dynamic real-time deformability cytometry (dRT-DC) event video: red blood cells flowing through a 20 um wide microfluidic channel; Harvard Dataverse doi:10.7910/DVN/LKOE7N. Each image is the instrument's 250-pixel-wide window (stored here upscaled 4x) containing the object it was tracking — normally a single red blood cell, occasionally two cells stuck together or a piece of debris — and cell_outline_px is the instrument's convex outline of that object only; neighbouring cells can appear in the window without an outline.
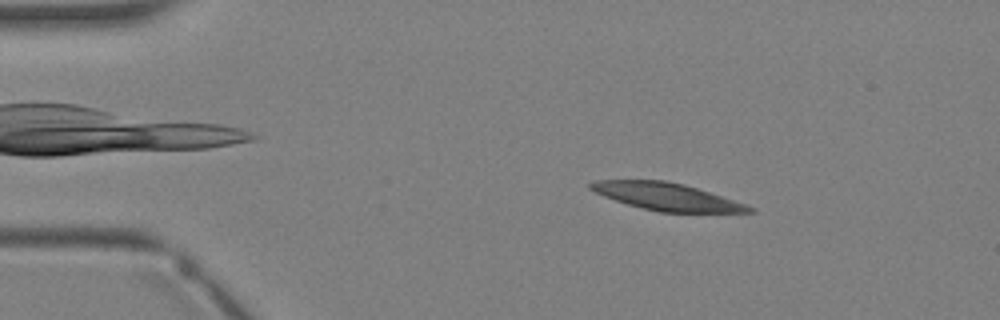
{"species": "Egyptian fruit bat (a non-hibernating species)", "species_latin": "Rousettus aegyptiacus", "temperature_condition": "warm", "stored_images_in_passage": 2, "camera_frame_rate_fps": 3000, "um_per_image_px": 0.085, "animal": {"sex": "female"}, "frame": {"image": 1, "passage_image": 1, "time_ms": 0.0, "image_size_px": [1000, 320], "cell_outline_px": [[756, 212], [660, 212], [628, 204], [604, 196], [588, 188], [588, 184], [596, 180], [664, 180], [684, 184], [748, 204], [756, 208]], "centroid_in_image_um": [56.72, 16.71], "position_along_channel_um": 28.3, "area_um2": 25.14}}